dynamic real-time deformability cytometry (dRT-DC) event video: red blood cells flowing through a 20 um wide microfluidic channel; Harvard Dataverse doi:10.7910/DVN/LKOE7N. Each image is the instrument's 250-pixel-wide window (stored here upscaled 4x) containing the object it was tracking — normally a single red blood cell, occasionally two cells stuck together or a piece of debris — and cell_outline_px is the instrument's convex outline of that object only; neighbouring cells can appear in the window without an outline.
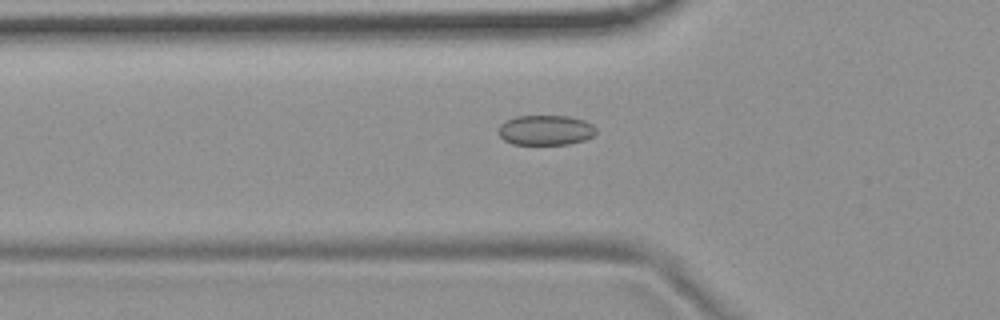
{"species": "common noctule bat (a hibernating species)", "species_latin": "Nyctalus noctula", "temperature_condition": "room temperature", "stored_images_in_passage": 43, "camera_frame_rate_fps": 3000, "um_per_image_px": 0.085, "animal": {"sex": "female", "body_mass_g": 19.9}, "frame": {"image": 1, "passage_image": 9, "time_ms": 2.667, "image_size_px": [1000, 320], "cell_outline_px": [[596, 132], [592, 136], [584, 140], [568, 144], [512, 144], [504, 140], [500, 136], [500, 124], [516, 116], [568, 116], [584, 120], [592, 124], [596, 128]], "centroid_in_image_um": [46.4, 11.06], "position_along_channel_um": 79.4, "area_um2": 16.94}}
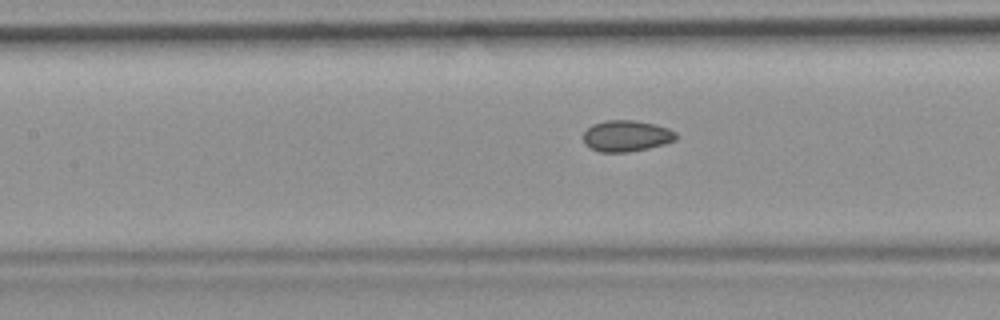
{"frame": {"image": 2, "passage_image": 15, "time_ms": 4.667, "image_size_px": [1000, 320], "cell_outline_px": [[676, 140], [664, 144], [648, 148], [628, 152], [600, 152], [584, 144], [584, 132], [592, 124], [604, 120], [632, 120], [656, 124], [668, 128], [676, 132]], "centroid_in_image_um": [53.25, 11.55], "position_along_channel_um": 154.2, "area_um2": 16.88}}
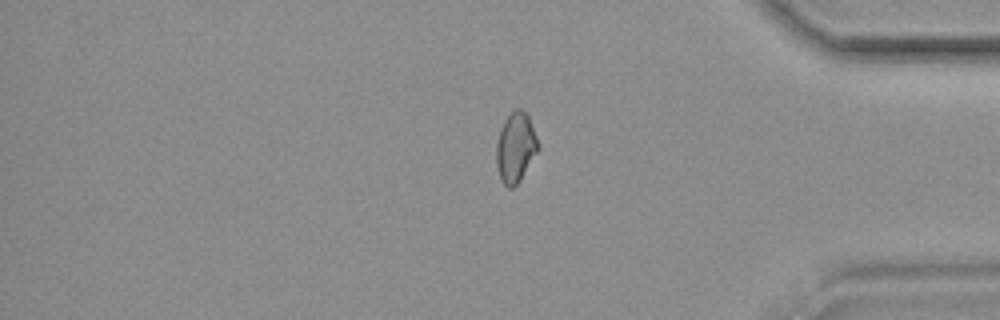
{"frame": {"image": 3, "passage_image": 36, "time_ms": 11.667, "image_size_px": [1000, 320], "cell_outline_px": [[540, 148], [520, 180], [512, 188], [508, 188], [504, 184], [500, 176], [496, 164], [496, 144], [500, 128], [504, 120], [516, 108], [520, 108], [528, 116], [536, 136]], "centroid_in_image_um": [43.82, 12.53], "position_along_channel_um": 391.4, "area_um2": 16.88}, "authors_computed_cell_mechanics": {"area_um2": 16.762, "velocity_mm_per_s": 3.7041, "shape_relaxation_time_tau1_ms": null, "shape_relaxation_time_tau2_ms": 1.5639, "deformation_change_tau1": null, "deformation_change_tau2": 0.0486}}